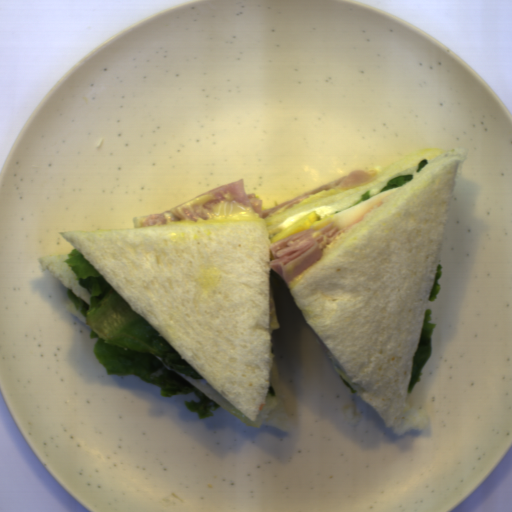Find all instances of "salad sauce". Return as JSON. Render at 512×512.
Listing matches in <instances>:
<instances>
[{
	"label": "salad sauce",
	"mask_w": 512,
	"mask_h": 512,
	"mask_svg": "<svg viewBox=\"0 0 512 512\" xmlns=\"http://www.w3.org/2000/svg\"><path fill=\"white\" fill-rule=\"evenodd\" d=\"M313 212L317 213L322 218L323 217H327V216H331L333 214L338 213L335 209H333L331 207H327V206L326 207H317V208L308 210L306 212H303L301 214H298V215H296V216H294L292 218H289V219L285 220L284 222L279 224V228L283 231L284 229H286L287 227H289L290 225H292L293 223H295L296 221H298L299 219H301L305 215L311 214Z\"/></svg>",
	"instance_id": "11859cd6"
}]
</instances>
